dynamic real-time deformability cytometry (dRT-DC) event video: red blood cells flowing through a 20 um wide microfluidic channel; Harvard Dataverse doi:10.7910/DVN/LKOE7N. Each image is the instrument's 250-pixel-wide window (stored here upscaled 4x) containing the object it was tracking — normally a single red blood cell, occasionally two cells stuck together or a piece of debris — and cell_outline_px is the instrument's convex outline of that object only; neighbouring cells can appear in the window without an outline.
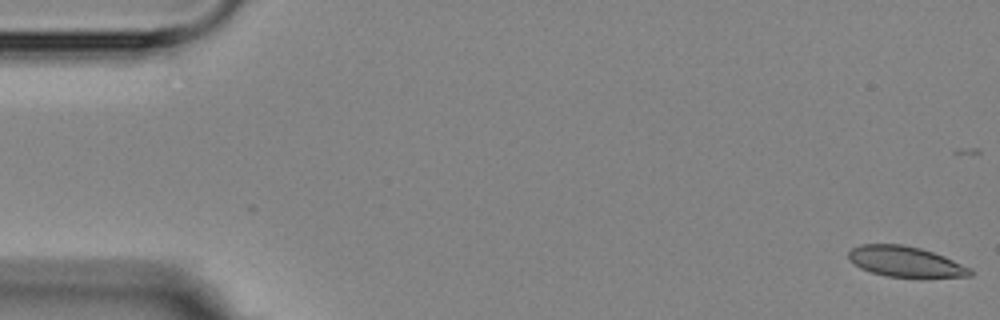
{"species": "Egyptian fruit bat (a non-hibernating species)", "species_latin": "Rousettus aegyptiacus", "temperature_condition": "room temperature", "stored_images_in_passage": 4, "camera_frame_rate_fps": 3000, "um_per_image_px": 0.085, "animal": {"sex": "female"}, "frame": {"image": 1, "passage_image": 1, "time_ms": 0.0, "image_size_px": [1000, 320], "cell_outline_px": [[972, 276], [888, 276], [872, 272], [860, 268], [848, 256], [848, 252], [852, 248], [860, 244], [904, 244], [920, 248], [944, 256], [972, 268]], "centroid_in_image_um": [76.96, 22.21], "position_along_channel_um": 8.0, "area_um2": 21.15}}
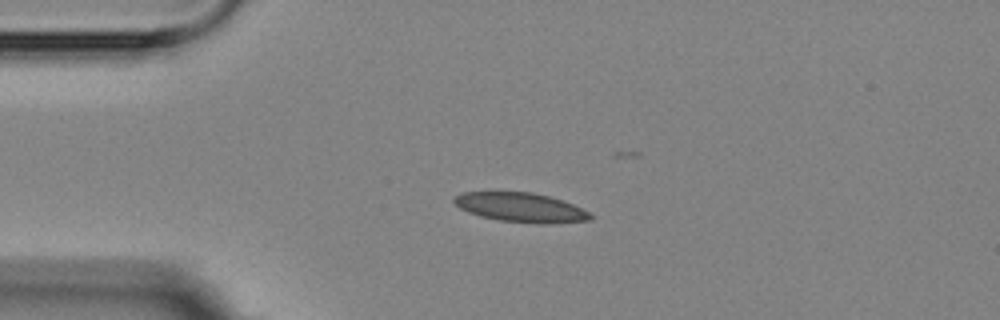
{"frame": {"image": 2, "passage_image": 4, "time_ms": 4.0, "image_size_px": [1000, 320], "cell_outline_px": [[592, 220], [548, 224], [540, 224], [500, 220], [480, 216], [468, 212], [460, 208], [452, 200], [460, 192], [532, 192], [564, 200], [588, 212], [592, 216]], "centroid_in_image_um": [44.27, 17.63], "position_along_channel_um": 40.7, "area_um2": 23.24}}